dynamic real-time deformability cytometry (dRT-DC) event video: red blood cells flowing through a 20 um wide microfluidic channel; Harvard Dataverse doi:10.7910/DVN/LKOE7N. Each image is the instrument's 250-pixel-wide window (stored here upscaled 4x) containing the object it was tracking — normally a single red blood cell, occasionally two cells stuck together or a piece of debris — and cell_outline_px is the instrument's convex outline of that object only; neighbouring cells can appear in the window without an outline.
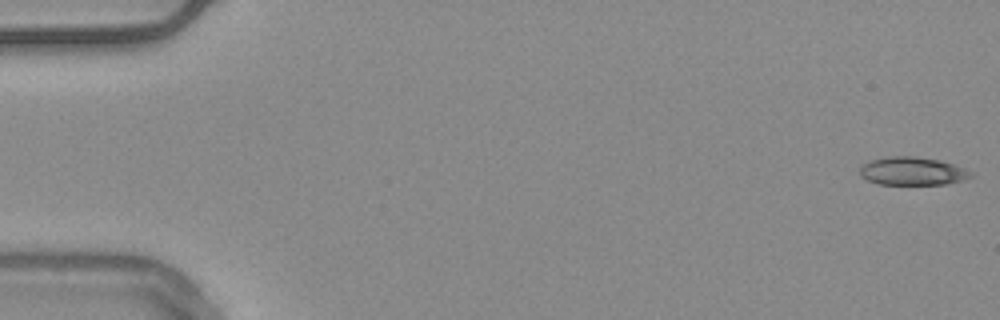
{"species": "common noctule bat (a hibernating species)", "species_latin": "Nyctalus noctula", "temperature_condition": "warm", "stored_images_in_passage": 54, "camera_frame_rate_fps": 3000, "um_per_image_px": 0.085, "animal": {"sex": "male", "body_mass_g": 20.4}, "frame": {"image": 1, "passage_image": 1, "time_ms": 0.0, "image_size_px": [1000, 320], "cell_outline_px": [[972, 176], [964, 180], [944, 184], [880, 184], [868, 180], [860, 176], [860, 168], [864, 164], [872, 160], [888, 156], [912, 156], [940, 160], [964, 168], [972, 172]], "centroid_in_image_um": [77.56, 14.54], "position_along_channel_um": 7.4, "area_um2": 18.03}}
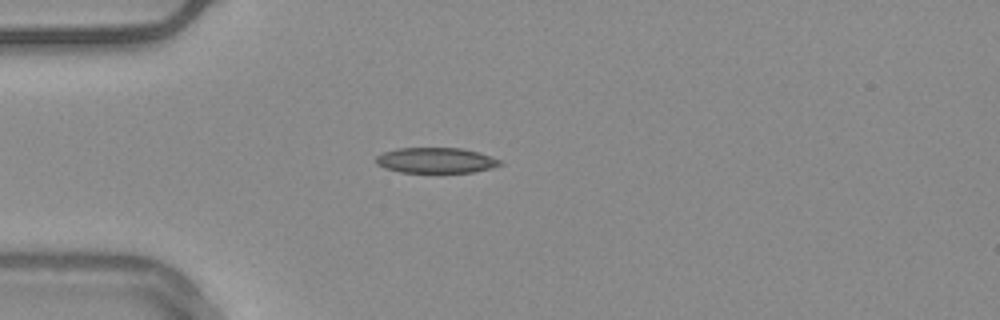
{"frame": {"image": 2, "passage_image": 15, "time_ms": 4.667, "image_size_px": [1000, 320], "cell_outline_px": [[504, 164], [492, 168], [472, 172], [400, 172], [384, 168], [376, 164], [376, 156], [384, 152], [396, 148], [460, 148], [480, 152], [500, 160]], "centroid_in_image_um": [37.05, 13.63], "position_along_channel_um": 47.9, "area_um2": 18.44}}
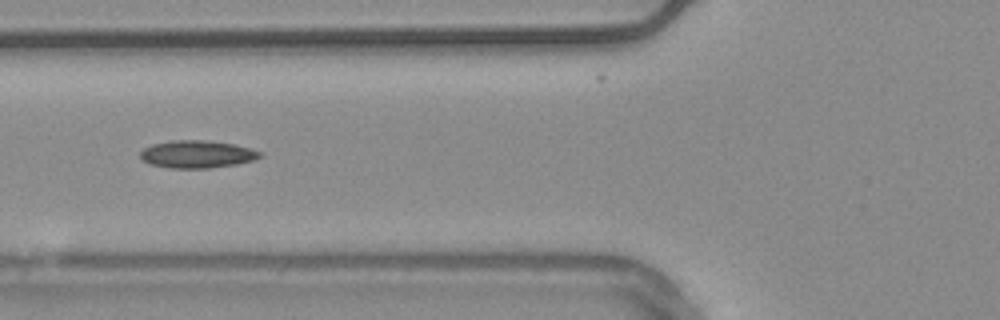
{"frame": {"image": 3, "passage_image": 21, "time_ms": 6.667, "image_size_px": [1000, 320], "cell_outline_px": [[264, 156], [252, 160], [236, 164], [208, 168], [168, 168], [148, 164], [140, 156], [140, 152], [144, 148], [152, 144], [172, 140], [208, 140], [232, 144], [248, 148], [260, 152]], "centroid_in_image_um": [16.71, 13.11], "position_along_channel_um": 109.1, "area_um2": 19.13}, "authors_computed_cell_mechanics": {"area_um2": 18.0914, "velocity_mm_per_s": 3.7856, "shape_relaxation_time_tau1_ms": null, "shape_relaxation_time_tau2_ms": 9.5635, "deformation_change_tau1": null, "deformation_change_tau2": 0.1909}}